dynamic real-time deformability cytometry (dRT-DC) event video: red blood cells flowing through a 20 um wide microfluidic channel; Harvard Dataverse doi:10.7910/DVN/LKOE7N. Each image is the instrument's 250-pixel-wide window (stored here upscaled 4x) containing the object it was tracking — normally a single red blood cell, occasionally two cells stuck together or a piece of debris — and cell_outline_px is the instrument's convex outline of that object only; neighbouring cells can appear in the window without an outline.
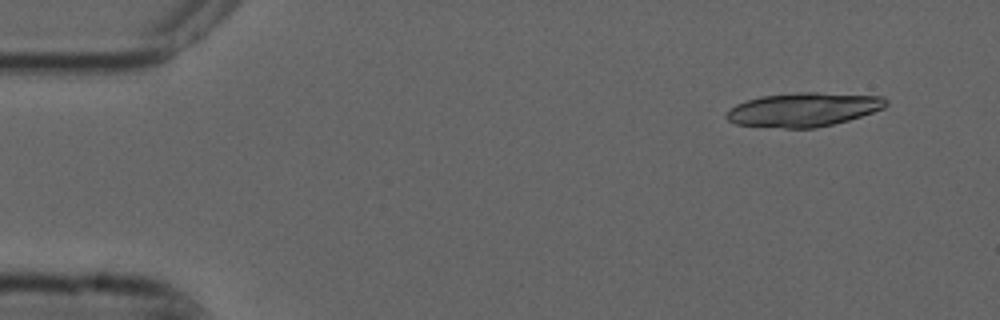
{"species": "common noctule bat (a hibernating species)", "species_latin": "Nyctalus noctula", "temperature_condition": "cold", "stored_images_in_passage": 4, "camera_frame_rate_fps": 3000, "um_per_image_px": 0.085, "animal": {"sex": "male", "forearm_length_mm": 52.5}, "frame": {"image": 1, "passage_image": 1, "time_ms": 0.0, "image_size_px": [1000, 320], "cell_outline_px": [[888, 104], [884, 108], [848, 120], [816, 128], [784, 128], [736, 124], [728, 120], [724, 116], [736, 104], [760, 96], [796, 92], [816, 92], [884, 96], [888, 100]], "centroid_in_image_um": [68.32, 9.3], "position_along_channel_um": 16.7, "area_um2": 31.5}}
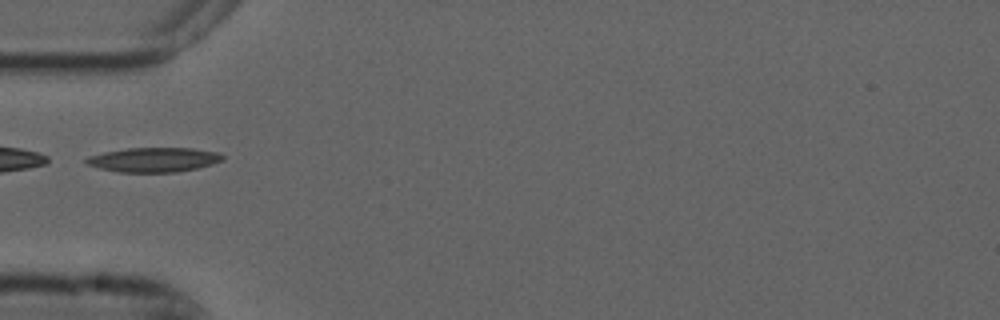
{"frame": {"image": 2, "passage_image": 4, "time_ms": 1.0, "image_size_px": [1000, 320], "cell_outline_px": [[224, 160], [212, 164], [196, 168], [176, 172], [116, 172], [100, 168], [88, 164], [84, 160], [88, 156], [104, 152], [128, 148], [192, 148], [216, 152], [224, 156]], "centroid_in_image_um": [13.07, 13.57], "position_along_channel_um": 71.9, "area_um2": 19.36}}